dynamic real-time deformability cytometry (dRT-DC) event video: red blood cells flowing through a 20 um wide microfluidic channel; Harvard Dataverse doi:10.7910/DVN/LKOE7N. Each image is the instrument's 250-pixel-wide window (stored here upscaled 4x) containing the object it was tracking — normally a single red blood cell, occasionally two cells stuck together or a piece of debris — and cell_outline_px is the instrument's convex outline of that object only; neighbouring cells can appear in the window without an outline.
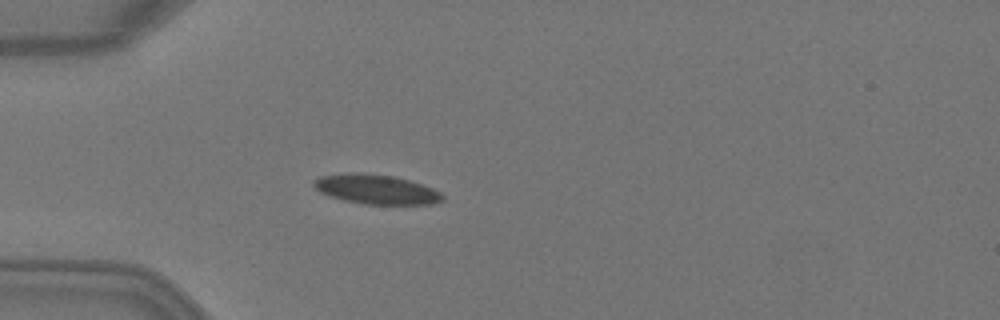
{"species": "Egyptian fruit bat (a non-hibernating species)", "species_latin": "Rousettus aegyptiacus", "temperature_condition": "warm", "stored_images_in_passage": 4, "camera_frame_rate_fps": 3000, "um_per_image_px": 0.085, "animal": {"sex": "female"}, "frame": {"image": 1, "passage_image": 4, "time_ms": 1.0, "image_size_px": [1000, 320], "cell_outline_px": [[444, 200], [432, 204], [364, 204], [344, 200], [320, 192], [312, 184], [312, 180], [320, 176], [392, 176], [408, 180], [432, 188], [440, 192], [444, 196]], "centroid_in_image_um": [32.05, 16.16], "position_along_channel_um": 52.9, "area_um2": 20.87}}